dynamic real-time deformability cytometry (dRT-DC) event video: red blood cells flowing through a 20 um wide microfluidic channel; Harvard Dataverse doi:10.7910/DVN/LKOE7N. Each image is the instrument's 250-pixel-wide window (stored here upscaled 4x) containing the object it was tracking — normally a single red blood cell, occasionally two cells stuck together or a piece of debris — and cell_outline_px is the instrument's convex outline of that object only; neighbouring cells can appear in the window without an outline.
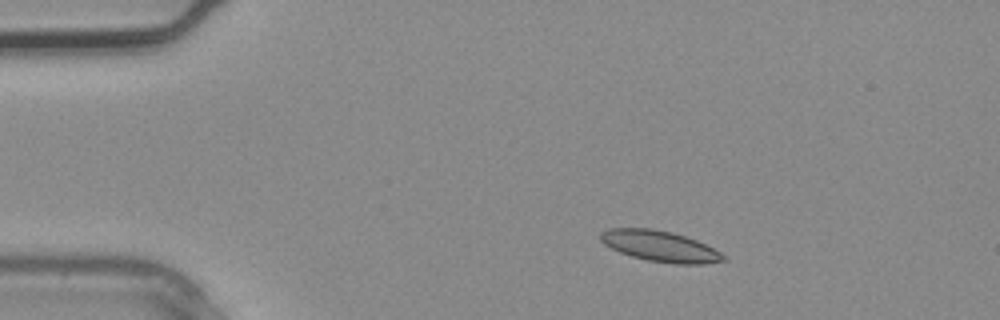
{"species": "common noctule bat (a hibernating species)", "species_latin": "Nyctalus noctula", "temperature_condition": "warm", "stored_images_in_passage": 2, "camera_frame_rate_fps": 3000, "um_per_image_px": 0.085, "animal": {"sex": "male", "body_mass_g": 20.4}, "frame": {"image": 1, "passage_image": 2, "time_ms": 0.333, "image_size_px": [1000, 320], "cell_outline_px": [[728, 260], [704, 264], [676, 264], [648, 260], [632, 256], [620, 252], [604, 244], [600, 240], [600, 232], [608, 228], [652, 228], [672, 232], [696, 240], [720, 252]], "centroid_in_image_um": [56.08, 20.92], "position_along_channel_um": 28.9, "area_um2": 21.96}}